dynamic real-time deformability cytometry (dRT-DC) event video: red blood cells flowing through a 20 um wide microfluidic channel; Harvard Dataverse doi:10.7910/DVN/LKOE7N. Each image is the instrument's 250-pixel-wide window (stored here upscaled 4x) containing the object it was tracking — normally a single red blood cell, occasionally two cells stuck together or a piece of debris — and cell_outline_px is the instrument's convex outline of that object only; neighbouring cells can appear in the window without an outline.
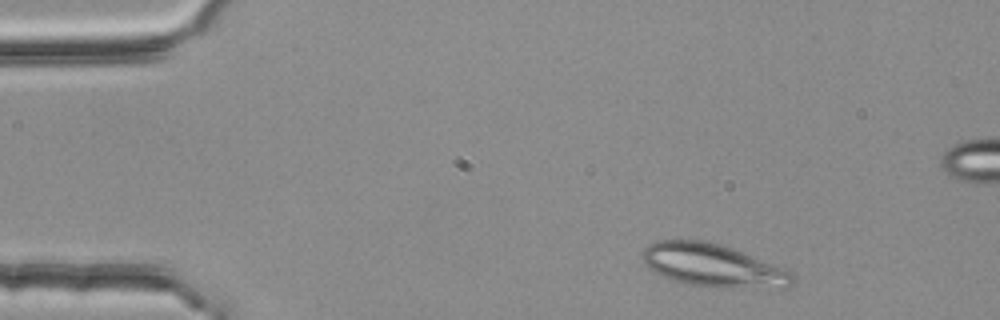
{"species": "common noctule bat (a hibernating species)", "species_latin": "Nyctalus noctula", "temperature_condition": "room temperature", "stored_images_in_passage": 3, "camera_frame_rate_fps": 3000, "um_per_image_px": 0.085, "animal": {"sex": "female", "body_mass_g": 25.1}, "frame": {"image": 1, "passage_image": 1, "time_ms": 0.0, "image_size_px": [1000, 320], "cell_outline_px": [[796, 280], [788, 288], [732, 288], [684, 284], [664, 276], [648, 268], [640, 256], [640, 252], [648, 244], [656, 240], [704, 240], [720, 244], [732, 248], [792, 272], [796, 276]], "centroid_in_image_um": [60.59, 22.57], "position_along_channel_um": 24.4, "area_um2": 37.69}}